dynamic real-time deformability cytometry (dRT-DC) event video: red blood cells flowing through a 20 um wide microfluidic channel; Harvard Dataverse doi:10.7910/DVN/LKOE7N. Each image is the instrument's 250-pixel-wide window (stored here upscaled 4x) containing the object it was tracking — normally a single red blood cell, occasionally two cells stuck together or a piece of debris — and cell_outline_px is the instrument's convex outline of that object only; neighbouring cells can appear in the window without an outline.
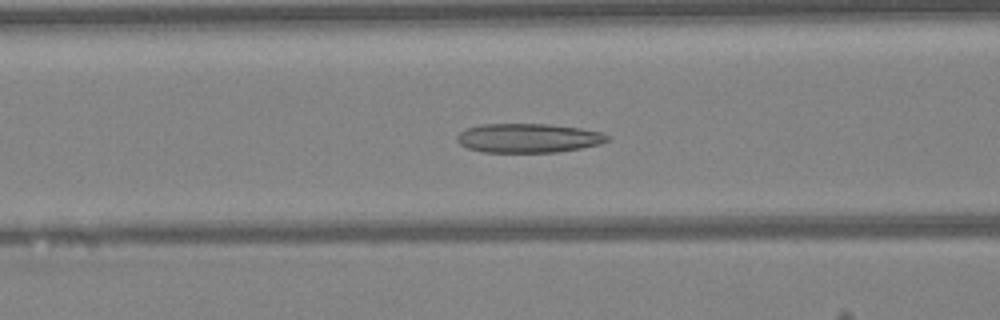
{"species": "Egyptian fruit bat (a non-hibernating species)", "species_latin": "Rousettus aegyptiacus", "temperature_condition": "warm", "stored_images_in_passage": 48, "camera_frame_rate_fps": 3000, "um_per_image_px": 0.085, "animal": {"sex": "female"}, "frame": {"image": 1, "passage_image": 19, "time_ms": 6.0, "image_size_px": [1000, 320], "cell_outline_px": [[608, 140], [600, 144], [580, 148], [556, 152], [484, 152], [468, 148], [460, 144], [456, 140], [456, 136], [464, 128], [480, 124], [548, 124], [580, 128], [600, 132], [608, 136]], "centroid_in_image_um": [44.85, 11.73], "position_along_channel_um": 121.7, "area_um2": 25.49}}
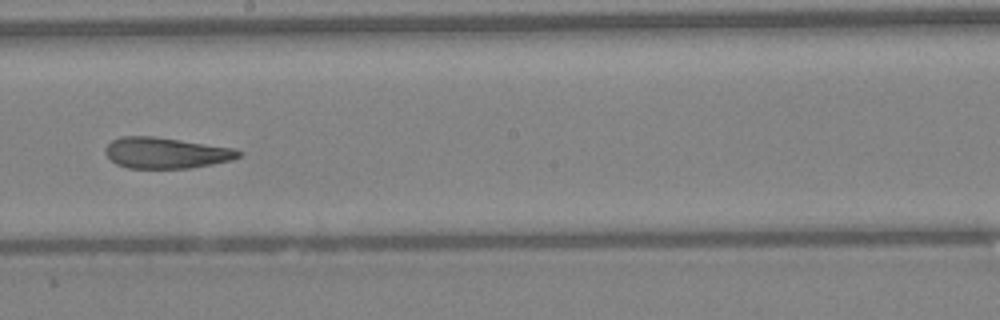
{"frame": {"image": 2, "passage_image": 27, "time_ms": 8.667, "image_size_px": [1000, 320], "cell_outline_px": [[244, 152], [240, 156], [232, 160], [212, 164], [188, 168], [128, 168], [116, 164], [104, 152], [104, 148], [112, 140], [120, 136], [152, 136], [236, 148]], "centroid_in_image_um": [14.12, 12.99], "position_along_channel_um": 234.1, "area_um2": 24.1}}
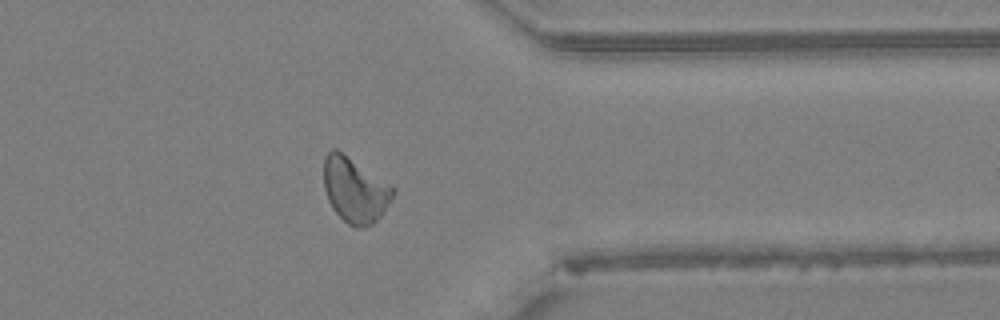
{"frame": {"image": 3, "passage_image": 38, "time_ms": 12.333, "image_size_px": [1000, 320], "cell_outline_px": [[396, 192], [380, 216], [372, 224], [360, 228], [356, 228], [348, 224], [332, 208], [328, 200], [324, 188], [324, 156], [332, 148], [336, 148], [396, 188]], "centroid_in_image_um": [30.16, 16.14], "position_along_channel_um": 381.2, "area_um2": 26.13}, "authors_computed_cell_mechanics": {"area_um2": 25.8366, "velocity_mm_per_s": 4.2399, "shape_relaxation_time_tau1_ms": null, "shape_relaxation_time_tau2_ms": 3.0563, "deformation_change_tau1": null, "deformation_change_tau2": 0.1247}}